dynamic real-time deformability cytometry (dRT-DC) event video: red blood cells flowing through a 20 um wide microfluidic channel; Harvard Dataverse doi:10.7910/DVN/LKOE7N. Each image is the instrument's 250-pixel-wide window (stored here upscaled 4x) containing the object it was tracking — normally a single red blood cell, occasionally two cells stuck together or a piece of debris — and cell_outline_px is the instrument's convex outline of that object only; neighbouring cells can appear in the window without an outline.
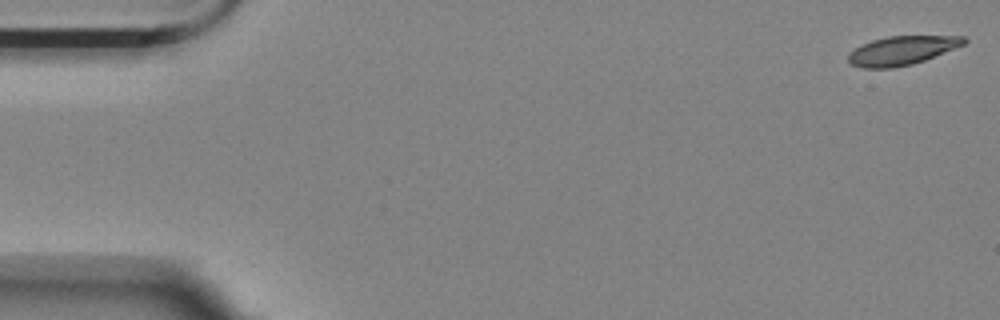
{"species": "Egyptian fruit bat (a non-hibernating species)", "species_latin": "Rousettus aegyptiacus", "temperature_condition": "room temperature", "stored_images_in_passage": 56, "camera_frame_rate_fps": 3000, "um_per_image_px": 0.085, "animal": {"sex": "female"}, "frame": {"image": 1, "passage_image": 1, "time_ms": 0.0, "image_size_px": [1000, 320], "cell_outline_px": [[968, 40], [964, 44], [924, 60], [912, 64], [892, 68], [864, 68], [852, 64], [848, 60], [848, 52], [872, 40], [888, 36], [964, 36]], "centroid_in_image_um": [76.65, 4.29], "position_along_channel_um": 8.4, "area_um2": 19.19}}
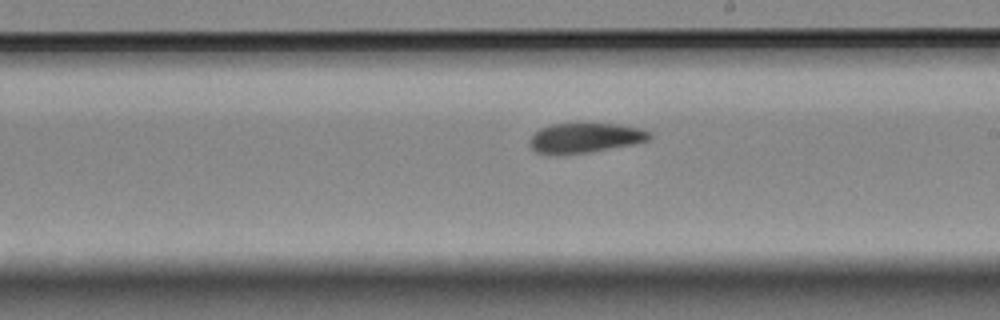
{"frame": {"image": 2, "passage_image": 32, "time_ms": 10.333, "image_size_px": [1000, 320], "cell_outline_px": [[652, 136], [648, 140], [632, 144], [588, 152], [536, 152], [532, 148], [528, 140], [540, 128], [552, 124], [580, 120], [620, 124], [640, 128], [652, 132]], "centroid_in_image_um": [49.79, 11.62], "position_along_channel_um": 239.2, "area_um2": 21.1}}
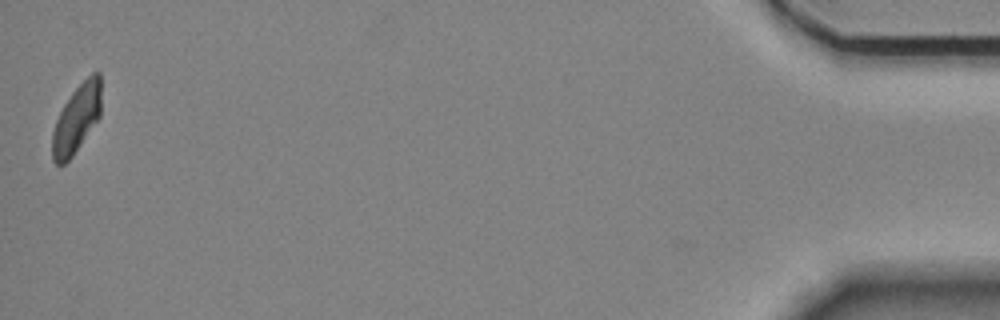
{"frame": {"image": 3, "passage_image": 56, "time_ms": 18.333, "image_size_px": [1000, 320], "cell_outline_px": [[100, 116], [72, 156], [64, 164], [56, 164], [52, 160], [52, 132], [56, 120], [64, 104], [72, 92], [92, 72], [100, 72]], "centroid_in_image_um": [6.5, 10.1], "position_along_channel_um": 428.7, "area_um2": 19.13}, "authors_computed_cell_mechanics": {"area_um2": 20.808, "velocity_mm_per_s": 3.5193, "shape_relaxation_time_tau1_ms": 5.4807, "shape_relaxation_time_tau2_ms": 4.9189, "deformation_change_tau1": 0.1837, "deformation_change_tau2": 0.1069}}